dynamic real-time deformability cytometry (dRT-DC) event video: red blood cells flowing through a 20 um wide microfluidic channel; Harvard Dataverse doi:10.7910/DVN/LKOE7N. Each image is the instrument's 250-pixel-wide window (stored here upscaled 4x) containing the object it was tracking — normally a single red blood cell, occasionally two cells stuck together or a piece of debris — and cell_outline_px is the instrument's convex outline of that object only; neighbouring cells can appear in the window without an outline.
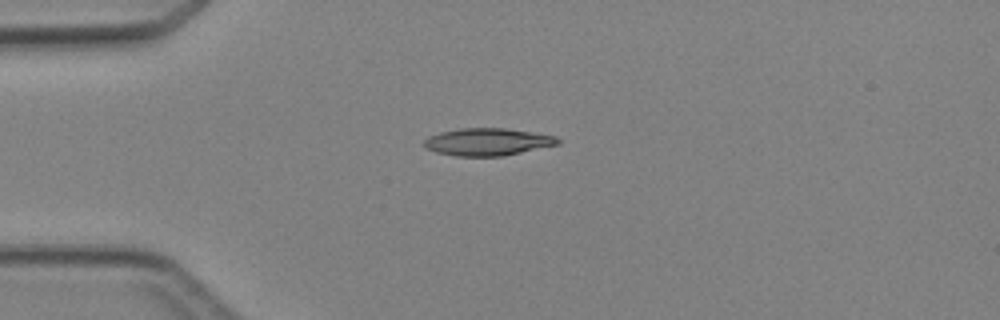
{"species": "Egyptian fruit bat (a non-hibernating species)", "species_latin": "Rousettus aegyptiacus", "temperature_condition": "cold", "stored_images_in_passage": 3, "camera_frame_rate_fps": 3000, "um_per_image_px": 0.085, "animal": {"sex": "female"}, "frame": {"image": 1, "passage_image": 3, "time_ms": 3.0, "image_size_px": [1000, 320], "cell_outline_px": [[560, 144], [504, 156], [456, 156], [436, 152], [424, 148], [420, 144], [428, 136], [440, 132], [460, 128], [504, 128], [556, 136], [560, 140]], "centroid_in_image_um": [41.4, 12.06], "position_along_channel_um": 43.6, "area_um2": 21.5}}